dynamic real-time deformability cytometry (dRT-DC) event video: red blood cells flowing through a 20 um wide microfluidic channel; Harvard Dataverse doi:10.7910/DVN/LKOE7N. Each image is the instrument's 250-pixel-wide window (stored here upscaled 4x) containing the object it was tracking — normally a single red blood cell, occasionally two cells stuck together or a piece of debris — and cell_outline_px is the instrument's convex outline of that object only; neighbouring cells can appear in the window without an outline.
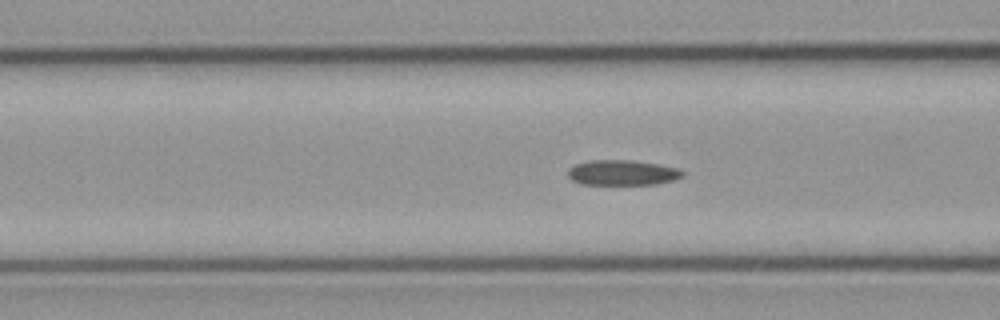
{"species": "common noctule bat (a hibernating species)", "species_latin": "Nyctalus noctula", "temperature_condition": "cold", "stored_images_in_passage": 56, "camera_frame_rate_fps": 3000, "um_per_image_px": 0.085, "animal": {"sex": "male", "body_mass_g": 23.1, "forearm_length_mm": 52.7}, "frame": {"image": 1, "passage_image": 21, "time_ms": 6.667, "image_size_px": [1000, 320], "cell_outline_px": [[684, 176], [676, 180], [656, 184], [580, 184], [572, 180], [568, 176], [568, 168], [576, 164], [592, 160], [632, 160], [680, 168], [684, 172]], "centroid_in_image_um": [52.93, 14.68], "position_along_channel_um": 113.7, "area_um2": 16.94}}
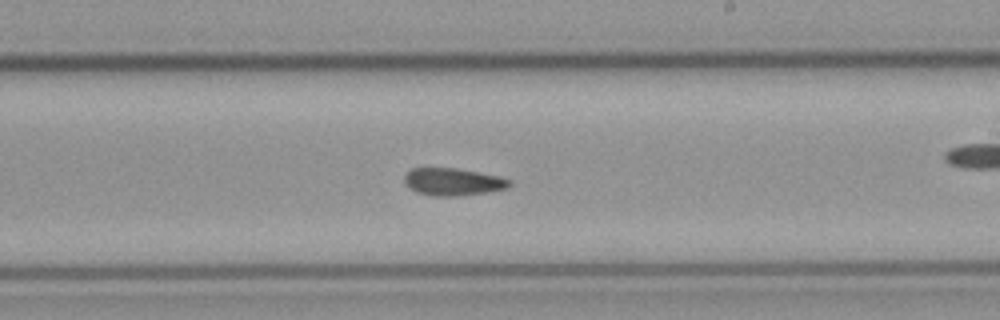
{"frame": {"image": 2, "passage_image": 32, "time_ms": 10.333, "image_size_px": [1000, 320], "cell_outline_px": [[512, 184], [508, 188], [488, 192], [456, 196], [432, 196], [416, 192], [408, 188], [404, 184], [404, 176], [412, 168], [456, 168], [500, 176], [512, 180]], "centroid_in_image_um": [38.51, 15.46], "position_along_channel_um": 250.5, "area_um2": 16.99}}
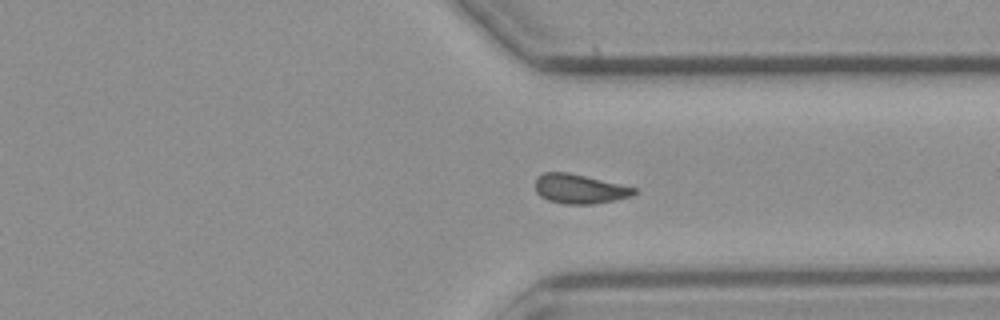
{"frame": {"image": 3, "passage_image": 41, "time_ms": 13.333, "image_size_px": [1000, 320], "cell_outline_px": [[636, 192], [632, 196], [616, 200], [592, 204], [564, 204], [548, 200], [540, 196], [536, 192], [536, 176], [544, 172], [568, 172], [636, 188]], "centroid_in_image_um": [49.23, 16.06], "position_along_channel_um": 362.2, "area_um2": 16.88}}